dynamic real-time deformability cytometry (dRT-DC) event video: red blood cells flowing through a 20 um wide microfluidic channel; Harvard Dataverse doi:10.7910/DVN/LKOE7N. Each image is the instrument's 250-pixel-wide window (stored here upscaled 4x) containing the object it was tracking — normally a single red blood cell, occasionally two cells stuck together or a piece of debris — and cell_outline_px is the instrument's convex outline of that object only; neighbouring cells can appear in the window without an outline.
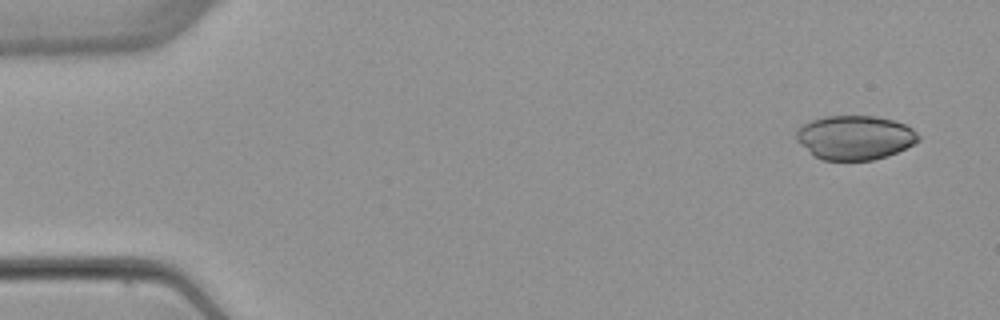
{"species": "common noctule bat (a hibernating species)", "species_latin": "Nyctalus noctula", "temperature_condition": "warm", "stored_images_in_passage": 4, "camera_frame_rate_fps": 3000, "um_per_image_px": 0.085, "animal": {"sex": "female", "body_mass_g": 22.7, "forearm_length_mm": 54.2}, "frame": {"image": 1, "passage_image": 1, "time_ms": 0.0, "image_size_px": [1000, 320], "cell_outline_px": [[920, 140], [888, 156], [872, 160], [824, 160], [816, 156], [796, 140], [796, 132], [804, 124], [812, 120], [824, 116], [876, 116], [892, 120], [904, 124], [912, 128], [920, 136]], "centroid_in_image_um": [72.68, 11.68], "position_along_channel_um": 12.3, "area_um2": 31.1}}
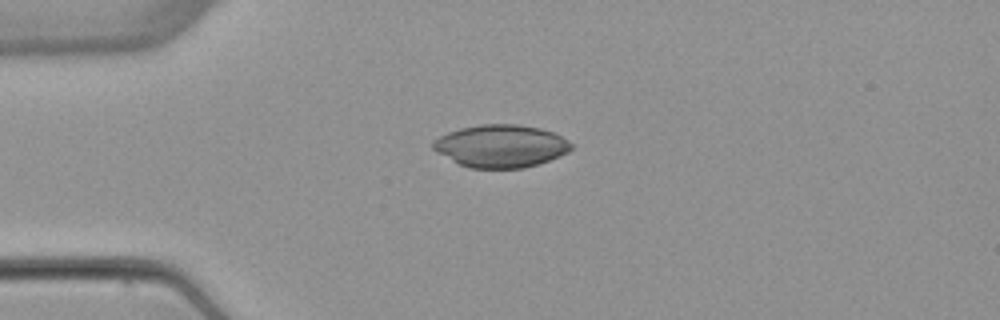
{"frame": {"image": 2, "passage_image": 3, "time_ms": 3.333, "image_size_px": [1000, 320], "cell_outline_px": [[572, 148], [568, 152], [560, 156], [540, 164], [524, 168], [468, 168], [436, 152], [432, 148], [432, 140], [448, 132], [460, 128], [480, 124], [516, 124], [540, 128], [552, 132], [568, 140], [572, 144]], "centroid_in_image_um": [42.57, 12.41], "position_along_channel_um": 42.4, "area_um2": 34.45}}